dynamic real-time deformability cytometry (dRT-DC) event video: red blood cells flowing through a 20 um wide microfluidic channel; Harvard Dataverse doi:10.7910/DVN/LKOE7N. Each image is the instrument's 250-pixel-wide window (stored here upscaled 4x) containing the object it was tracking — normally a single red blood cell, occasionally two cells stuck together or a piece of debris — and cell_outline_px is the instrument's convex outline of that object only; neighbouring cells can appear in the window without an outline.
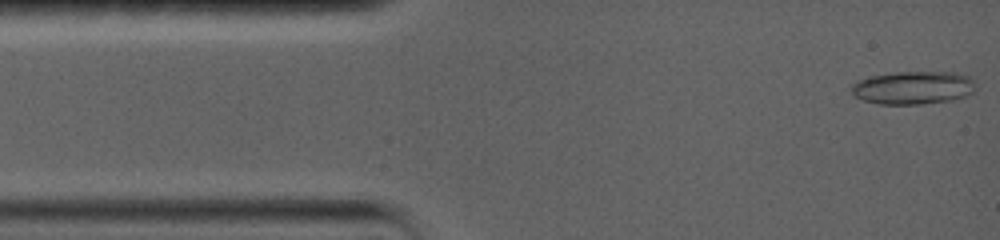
{"species": "common noctule bat (a hibernating species)", "species_latin": "Nyctalus noctula", "temperature_condition": "warm", "stored_images_in_passage": 54, "camera_frame_rate_fps": 5000, "um_per_image_px": 0.085, "animal": {"sex": "female", "body_mass_g": 19.0, "forearm_length_mm": 56.7}, "frame": {"image": 1, "passage_image": 1, "time_ms": 0.0, "image_size_px": [1000, 240], "cell_outline_px": [[972, 92], [964, 96], [952, 100], [920, 104], [880, 104], [864, 100], [856, 96], [852, 92], [852, 84], [868, 76], [896, 72], [952, 72], [972, 76]], "centroid_in_image_um": [77.6, 7.44], "position_along_channel_um": 7.4, "area_um2": 23.7}}
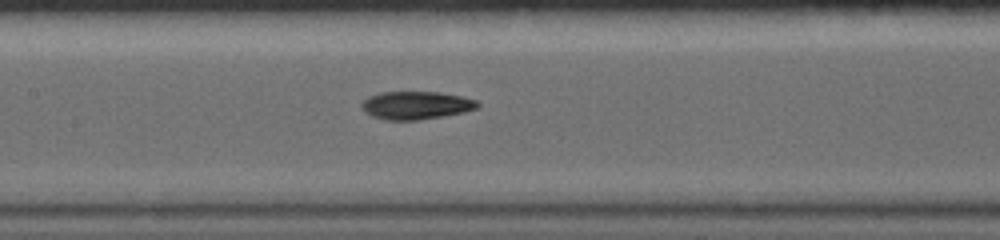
{"frame": {"image": 2, "passage_image": 17, "time_ms": 6.6, "image_size_px": [1000, 240], "cell_outline_px": [[480, 104], [476, 108], [464, 112], [416, 120], [384, 120], [372, 116], [364, 112], [360, 108], [360, 104], [368, 96], [380, 92], [440, 92], [464, 96], [476, 100]], "centroid_in_image_um": [35.32, 8.94], "position_along_channel_um": 172.1, "area_um2": 19.02}}
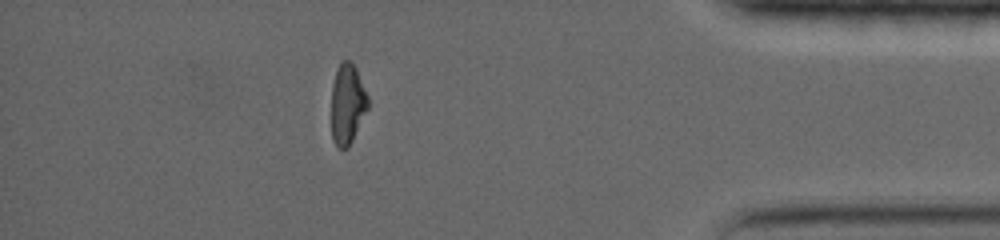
{"frame": {"image": 3, "passage_image": 38, "time_ms": 14.2, "image_size_px": [1000, 240], "cell_outline_px": [[368, 108], [348, 148], [336, 148], [332, 140], [332, 84], [336, 68], [340, 60], [348, 60], [356, 68], [368, 96]], "centroid_in_image_um": [29.51, 8.83], "position_along_channel_um": 405.7, "area_um2": 17.17}, "authors_computed_cell_mechanics": {"area_um2": 18.6694, "velocity_mm_per_s": 3.6005, "shape_relaxation_time_tau1_ms": null, "shape_relaxation_time_tau2_ms": 1.9731, "deformation_change_tau1": null, "deformation_change_tau2": 0.0585}}